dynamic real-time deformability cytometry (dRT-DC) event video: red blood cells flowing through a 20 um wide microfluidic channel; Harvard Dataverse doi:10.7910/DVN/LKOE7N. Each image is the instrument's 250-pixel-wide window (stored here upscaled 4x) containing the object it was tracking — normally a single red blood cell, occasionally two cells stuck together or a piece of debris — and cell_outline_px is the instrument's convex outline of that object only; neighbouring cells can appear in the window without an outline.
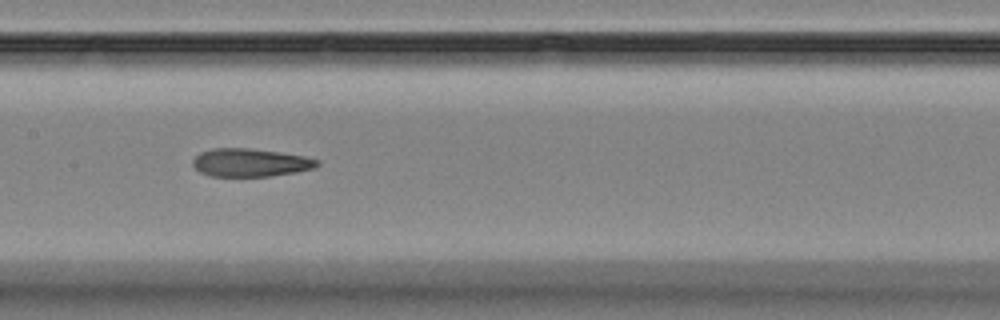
{"species": "Egyptian fruit bat (a non-hibernating species)", "species_latin": "Rousettus aegyptiacus", "temperature_condition": "room temperature", "stored_images_in_passage": 10, "camera_frame_rate_fps": 3000, "um_per_image_px": 0.085, "animal": {"sex": "female"}, "frame": {"image": 1, "passage_image": 8, "time_ms": 8.0, "image_size_px": [1000, 320], "cell_outline_px": [[320, 164], [316, 168], [296, 172], [268, 176], [208, 176], [200, 172], [192, 164], [192, 160], [200, 152], [212, 148], [248, 148], [280, 152], [304, 156], [320, 160]], "centroid_in_image_um": [21.29, 13.82], "position_along_channel_um": 186.1, "area_um2": 20.46}}
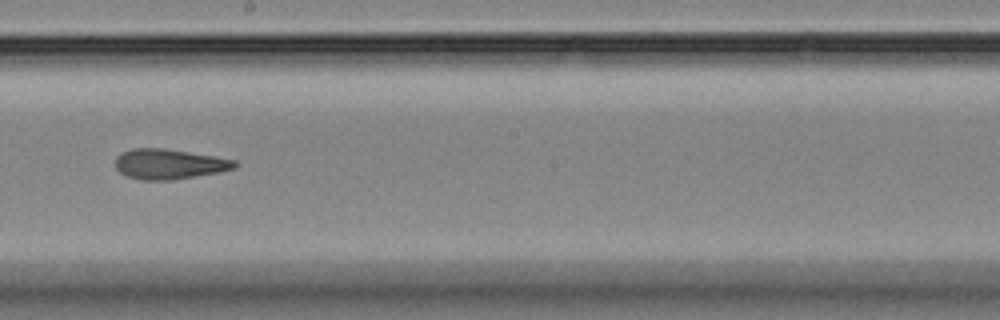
{"frame": {"image": 2, "passage_image": 9, "time_ms": 9.333, "image_size_px": [1000, 320], "cell_outline_px": [[236, 168], [220, 172], [172, 180], [140, 180], [128, 176], [120, 172], [116, 168], [116, 156], [120, 152], [132, 148], [164, 148], [236, 160]], "centroid_in_image_um": [14.35, 13.94], "position_along_channel_um": 233.9, "area_um2": 20.92}}